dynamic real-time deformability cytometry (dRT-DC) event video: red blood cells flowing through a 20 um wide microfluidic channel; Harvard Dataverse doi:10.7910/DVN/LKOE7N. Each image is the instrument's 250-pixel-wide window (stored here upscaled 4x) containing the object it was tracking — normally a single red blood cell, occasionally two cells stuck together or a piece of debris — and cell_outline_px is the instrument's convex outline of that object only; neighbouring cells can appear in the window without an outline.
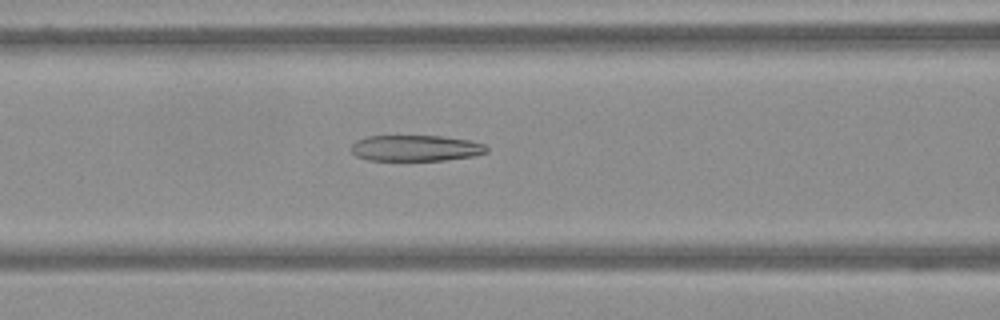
{"species": "Egyptian fruit bat (a non-hibernating species)", "species_latin": "Rousettus aegyptiacus", "temperature_condition": "warm", "stored_images_in_passage": 56, "camera_frame_rate_fps": 3000, "um_per_image_px": 0.085, "frame": {"image": 1, "passage_image": 20, "time_ms": 6.333, "image_size_px": [1000, 320], "cell_outline_px": [[488, 152], [476, 156], [444, 160], [368, 160], [356, 156], [352, 152], [352, 144], [356, 140], [368, 136], [440, 136], [472, 140], [484, 144], [488, 148]], "centroid_in_image_um": [35.38, 12.59], "position_along_channel_um": 131.2, "area_um2": 20.63}}
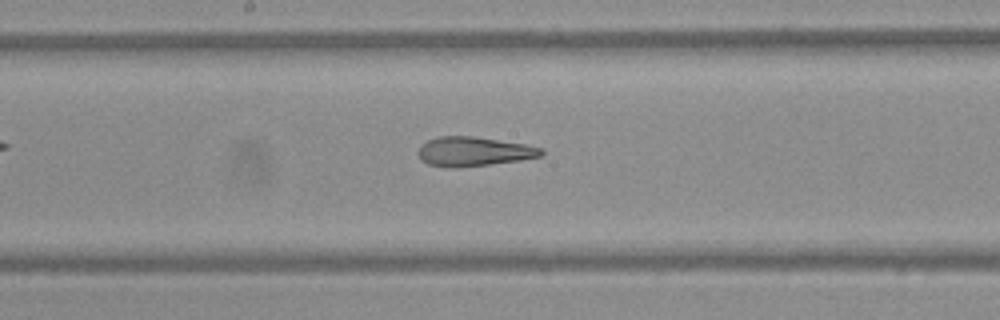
{"frame": {"image": 2, "passage_image": 27, "time_ms": 8.667, "image_size_px": [1000, 320], "cell_outline_px": [[544, 152], [540, 156], [520, 160], [456, 168], [448, 168], [428, 164], [420, 160], [416, 152], [420, 144], [436, 136], [472, 136], [524, 144], [544, 148]], "centroid_in_image_um": [40.19, 12.88], "position_along_channel_um": 208.0, "area_um2": 21.15}}
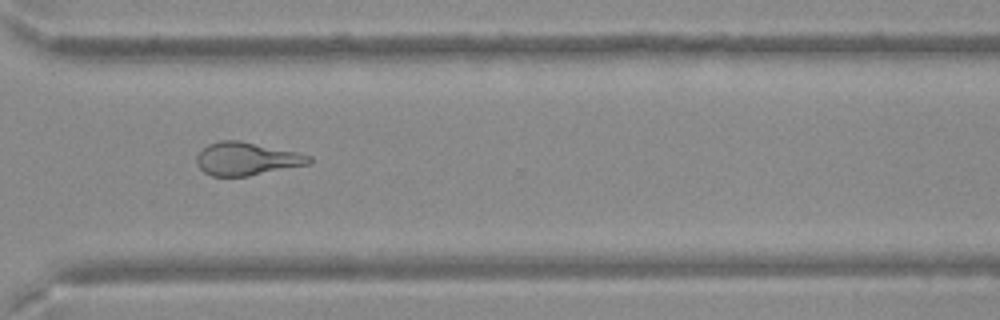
{"frame": {"image": 3, "passage_image": 40, "time_ms": 13.0, "image_size_px": [1000, 320], "cell_outline_px": [[312, 160], [308, 164], [248, 176], [212, 176], [204, 172], [196, 164], [196, 156], [208, 144], [220, 140], [240, 140], [296, 152], [312, 156]], "centroid_in_image_um": [20.94, 13.49], "position_along_channel_um": 349.7, "area_um2": 21.5}}